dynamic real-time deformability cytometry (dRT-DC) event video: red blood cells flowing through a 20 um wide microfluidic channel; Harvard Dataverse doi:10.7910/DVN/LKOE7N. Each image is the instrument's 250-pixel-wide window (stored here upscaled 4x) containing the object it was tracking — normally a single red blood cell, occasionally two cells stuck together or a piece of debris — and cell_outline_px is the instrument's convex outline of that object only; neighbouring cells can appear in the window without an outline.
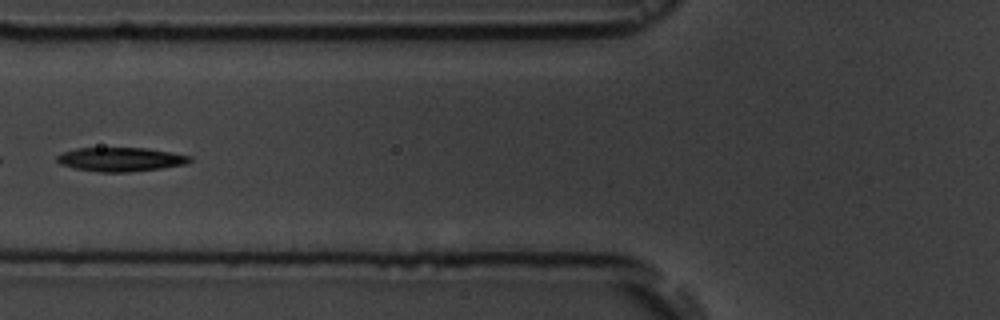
{"species": "common noctule bat (a hibernating species)", "species_latin": "Nyctalus noctula", "temperature_condition": "room temperature", "stored_images_in_passage": 10, "camera_frame_rate_fps": 3000, "um_per_image_px": 0.085, "animal": {"sex": "male", "body_mass_g": 19.5, "forearm_length_mm": 54.6}, "frame": {"image": 1, "passage_image": 5, "time_ms": 4.667, "image_size_px": [1000, 320], "cell_outline_px": [[192, 160], [184, 164], [160, 168], [128, 172], [100, 172], [76, 168], [60, 164], [56, 160], [56, 156], [64, 152], [76, 148], [148, 148], [172, 152], [192, 156]], "centroid_in_image_um": [10.26, 13.54], "position_along_channel_um": 115.5, "area_um2": 18.44}}
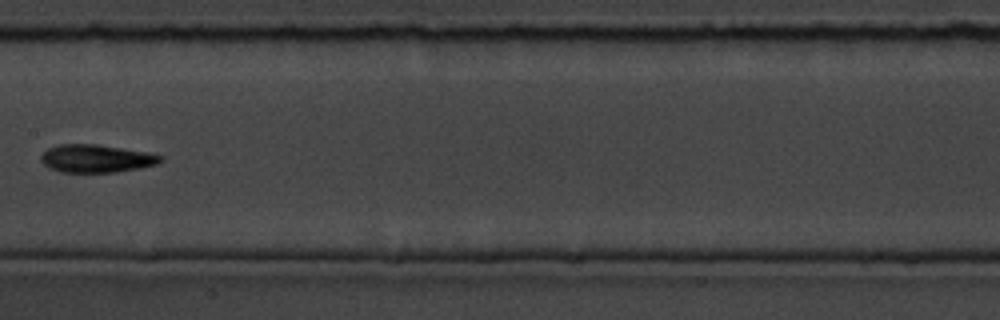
{"frame": {"image": 2, "passage_image": 7, "time_ms": 7.0, "image_size_px": [1000, 320], "cell_outline_px": [[164, 160], [156, 164], [140, 168], [116, 172], [60, 172], [44, 164], [40, 160], [40, 156], [48, 148], [56, 144], [96, 144], [148, 152], [164, 156]], "centroid_in_image_um": [8.2, 13.47], "position_along_channel_um": 199.2, "area_um2": 19.48}}
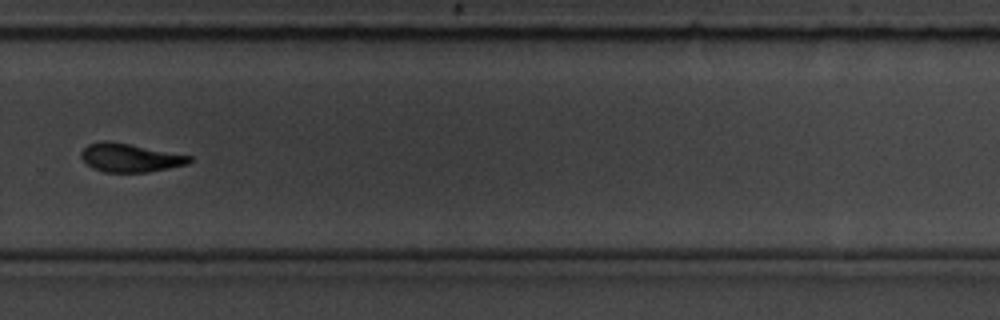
{"frame": {"image": 3, "passage_image": 10, "time_ms": 10.333, "image_size_px": [1000, 320], "cell_outline_px": [[192, 160], [188, 164], [148, 172], [104, 172], [92, 168], [80, 156], [80, 152], [88, 144], [100, 140], [108, 140], [192, 156]], "centroid_in_image_um": [11.02, 13.4], "position_along_channel_um": 318.8, "area_um2": 17.92}}